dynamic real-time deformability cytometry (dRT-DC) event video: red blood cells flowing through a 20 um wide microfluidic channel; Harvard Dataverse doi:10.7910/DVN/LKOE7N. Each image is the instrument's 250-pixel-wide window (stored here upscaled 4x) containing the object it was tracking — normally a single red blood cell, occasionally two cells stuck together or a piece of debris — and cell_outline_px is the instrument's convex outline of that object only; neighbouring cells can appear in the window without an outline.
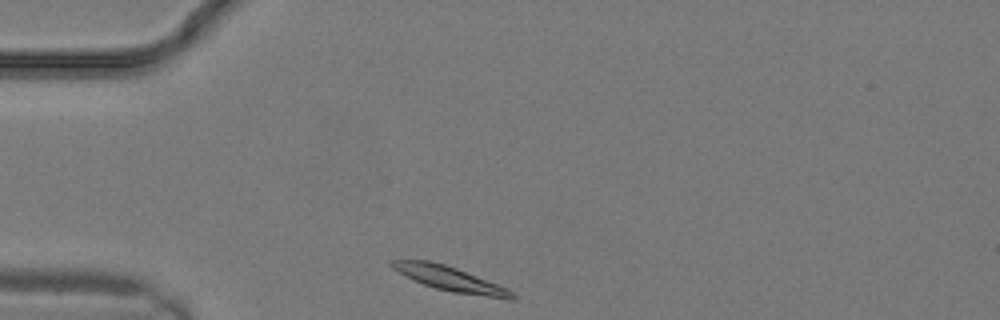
{"species": "common noctule bat (a hibernating species)", "species_latin": "Nyctalus noctula", "temperature_condition": "warm", "stored_images_in_passage": 4, "camera_frame_rate_fps": 3000, "um_per_image_px": 0.085, "animal": {"sex": "male", "body_mass_g": 19.2, "forearm_length_mm": 51.8}, "frame": {"image": 1, "passage_image": 1, "time_ms": 0.0, "image_size_px": [1000, 320], "cell_outline_px": [[516, 300], [508, 300], [452, 292], [436, 288], [424, 284], [392, 268], [388, 264], [388, 260], [428, 260], [444, 264], [456, 268], [508, 288], [516, 296]], "centroid_in_image_um": [38.31, 23.71], "position_along_channel_um": 46.7, "area_um2": 17.11}}
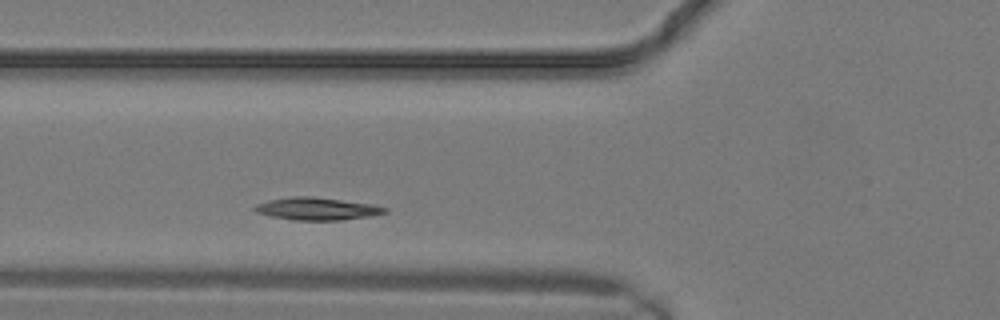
{"frame": {"image": 2, "passage_image": 4, "time_ms": 1.0, "image_size_px": [1000, 320], "cell_outline_px": [[388, 212], [372, 216], [340, 220], [296, 220], [272, 216], [256, 212], [252, 208], [256, 204], [268, 200], [292, 196], [312, 196], [376, 204], [388, 208]], "centroid_in_image_um": [26.99, 17.73], "position_along_channel_um": 98.8, "area_um2": 17.22}}